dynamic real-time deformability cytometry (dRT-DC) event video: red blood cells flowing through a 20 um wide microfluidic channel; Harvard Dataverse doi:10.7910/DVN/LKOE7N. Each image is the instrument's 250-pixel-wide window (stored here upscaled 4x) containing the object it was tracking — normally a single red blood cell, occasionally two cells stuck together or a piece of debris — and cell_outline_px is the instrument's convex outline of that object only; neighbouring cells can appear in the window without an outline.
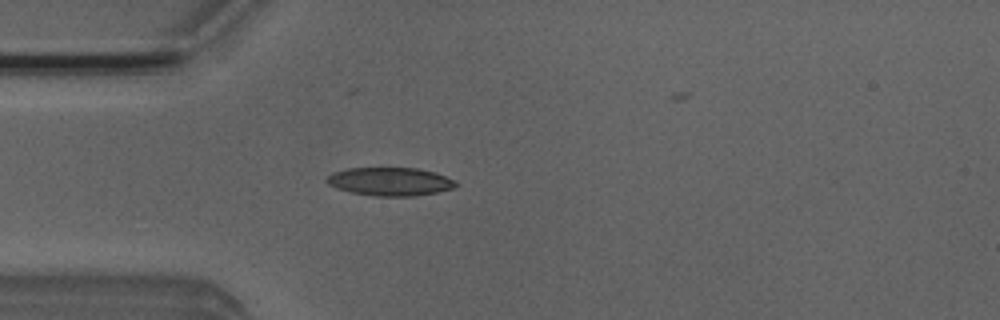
{"species": "Egyptian fruit bat (a non-hibernating species)", "species_latin": "Rousettus aegyptiacus", "temperature_condition": "room temperature", "stored_images_in_passage": 40, "camera_frame_rate_fps": 3000, "um_per_image_px": 0.085, "animal": {"sex": "male"}, "frame": {"image": 1, "passage_image": 11, "time_ms": 3.333, "image_size_px": [1000, 320], "cell_outline_px": [[460, 184], [452, 188], [436, 192], [416, 196], [372, 196], [352, 192], [336, 188], [328, 184], [324, 180], [332, 172], [348, 168], [416, 168], [436, 172]], "centroid_in_image_um": [33.12, 15.43], "position_along_channel_um": 51.9, "area_um2": 21.27}}
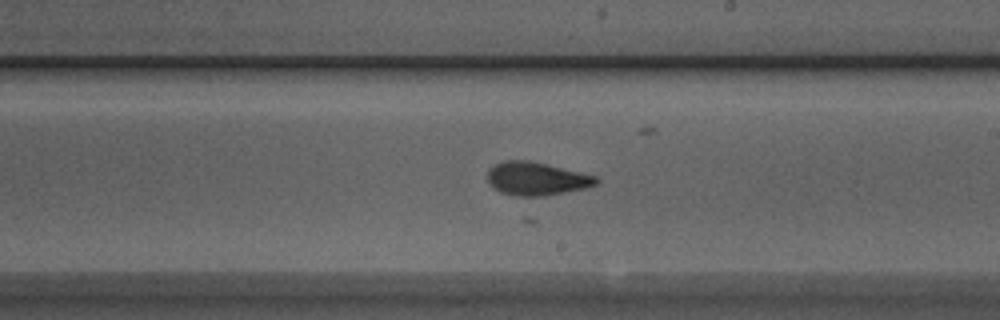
{"frame": {"image": 2, "passage_image": 26, "time_ms": 8.333, "image_size_px": [1000, 320], "cell_outline_px": [[600, 180], [596, 184], [588, 188], [544, 196], [516, 196], [500, 192], [488, 180], [488, 168], [504, 160], [528, 160], [548, 164], [596, 176]], "centroid_in_image_um": [45.63, 15.18], "position_along_channel_um": 243.4, "area_um2": 21.04}}
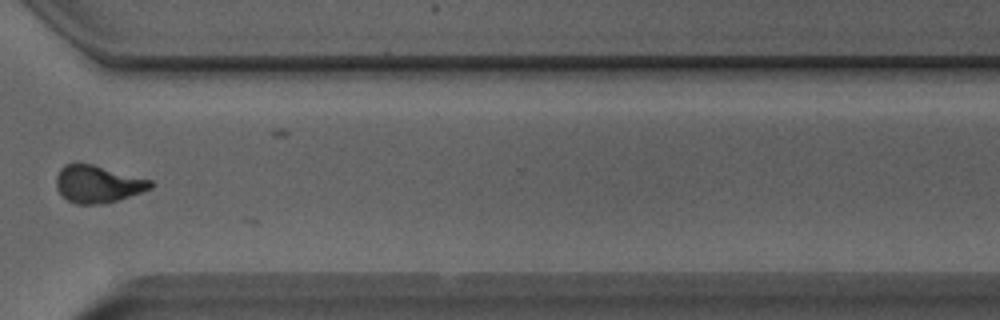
{"frame": {"image": 3, "passage_image": 35, "time_ms": 11.333, "image_size_px": [1000, 320], "cell_outline_px": [[152, 188], [116, 200], [100, 204], [76, 204], [68, 200], [56, 188], [56, 176], [60, 168], [64, 164], [76, 160], [92, 164], [152, 180]], "centroid_in_image_um": [8.25, 15.6], "position_along_channel_um": 362.3, "area_um2": 20.58}, "authors_computed_cell_mechanics": {"area_um2": 20.6635, "velocity_mm_per_s": 3.9628, "shape_relaxation_time_tau1_ms": 5.4112, "shape_relaxation_time_tau2_ms": null, "deformation_change_tau1": 0.205, "deformation_change_tau2": null}}